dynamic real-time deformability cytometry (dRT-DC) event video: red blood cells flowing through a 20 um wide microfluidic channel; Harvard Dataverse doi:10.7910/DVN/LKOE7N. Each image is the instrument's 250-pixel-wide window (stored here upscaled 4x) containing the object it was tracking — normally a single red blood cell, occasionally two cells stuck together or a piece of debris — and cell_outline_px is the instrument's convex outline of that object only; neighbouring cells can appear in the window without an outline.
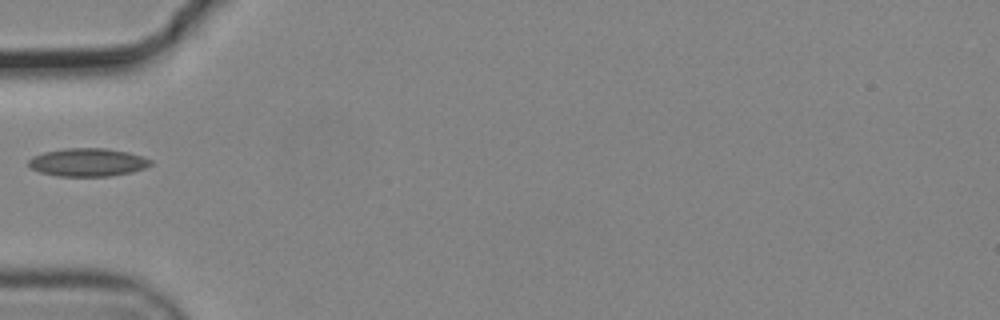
{"species": "common noctule bat (a hibernating species)", "species_latin": "Nyctalus noctula", "temperature_condition": "cold", "stored_images_in_passage": 37, "camera_frame_rate_fps": 3000, "um_per_image_px": 0.085, "animal": {"sex": "male", "body_mass_g": 19.2, "forearm_length_mm": 51.8}, "frame": {"image": 1, "passage_image": 1, "time_ms": 0.0, "image_size_px": [1000, 320], "cell_outline_px": [[152, 164], [144, 168], [132, 172], [108, 176], [56, 176], [40, 172], [32, 168], [28, 164], [28, 160], [32, 156], [44, 152], [64, 148], [108, 148], [128, 152], [144, 156], [152, 160]], "centroid_in_image_um": [7.47, 13.79], "position_along_channel_um": 77.5, "area_um2": 20.11}}
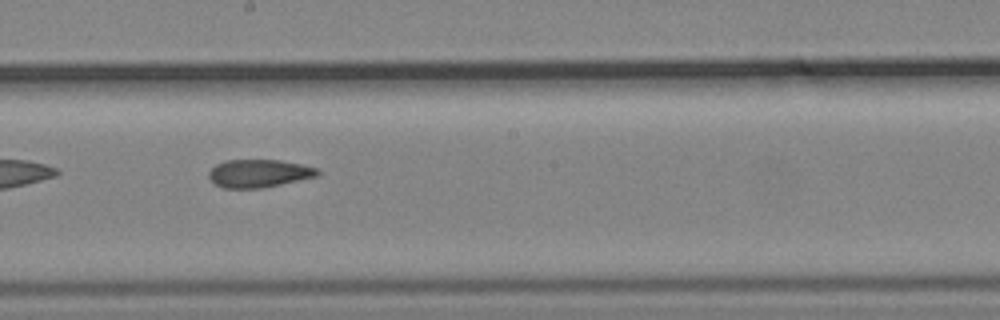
{"frame": {"image": 2, "passage_image": 13, "time_ms": 4.0, "image_size_px": [1000, 320], "cell_outline_px": [[320, 172], [316, 176], [280, 184], [260, 188], [224, 188], [216, 184], [208, 176], [208, 172], [216, 164], [224, 160], [280, 160], [320, 168]], "centroid_in_image_um": [22.0, 14.72], "position_along_channel_um": 226.2, "area_um2": 17.57}}
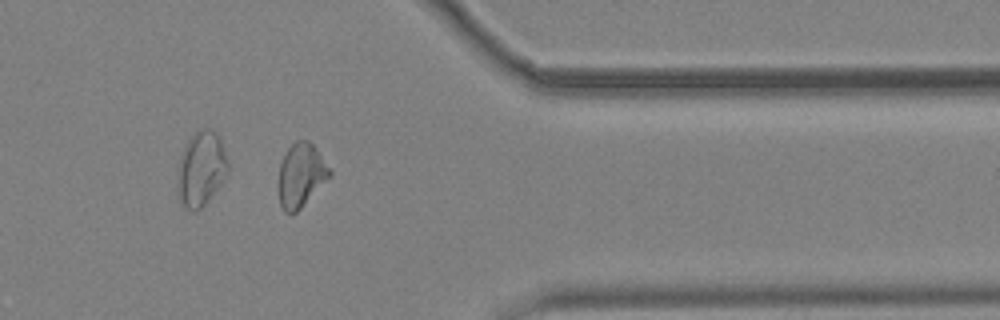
{"frame": {"image": 3, "passage_image": 27, "time_ms": 8.667, "image_size_px": [1000, 320], "cell_outline_px": [[332, 176], [296, 212], [284, 212], [280, 204], [280, 164], [284, 152], [296, 140], [308, 140], [316, 148], [332, 168]], "centroid_in_image_um": [25.64, 14.85], "position_along_channel_um": 385.8, "area_um2": 18.9}}